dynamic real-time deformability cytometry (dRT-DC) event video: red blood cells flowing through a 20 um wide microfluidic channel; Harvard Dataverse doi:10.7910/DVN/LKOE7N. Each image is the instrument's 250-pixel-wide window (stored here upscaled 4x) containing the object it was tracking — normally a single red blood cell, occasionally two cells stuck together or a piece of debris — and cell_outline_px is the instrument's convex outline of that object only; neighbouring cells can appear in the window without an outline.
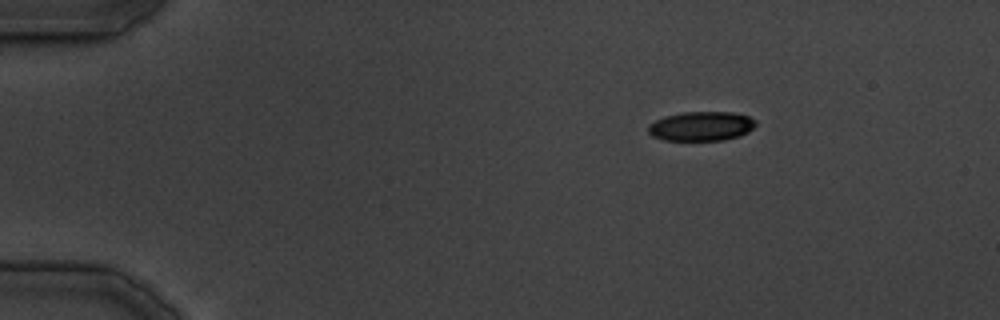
{"species": "common noctule bat (a hibernating species)", "species_latin": "Nyctalus noctula", "temperature_condition": "cold", "stored_images_in_passage": 34, "camera_frame_rate_fps": 3000, "um_per_image_px": 0.085, "animal": {"sex": "male", "body_mass_g": 19.5, "forearm_length_mm": 54.6}, "frame": {"image": 1, "passage_image": 1, "time_ms": 0.0, "image_size_px": [1000, 320], "cell_outline_px": [[756, 124], [748, 132], [740, 136], [724, 140], [664, 140], [652, 136], [648, 132], [648, 124], [664, 116], [684, 112], [732, 112], [748, 116], [756, 120]], "centroid_in_image_um": [59.6, 10.72], "position_along_channel_um": 25.4, "area_um2": 18.44}}
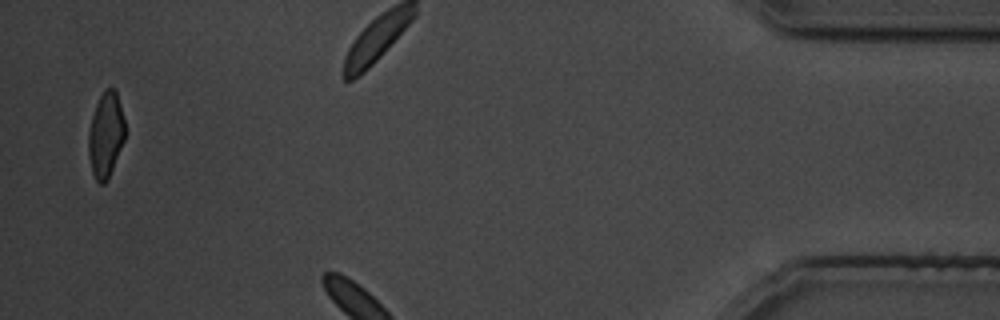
{"frame": {"image": 2, "passage_image": 33, "time_ms": 38.333, "image_size_px": [1000, 320], "cell_outline_px": [[124, 140], [108, 180], [104, 184], [100, 184], [96, 180], [92, 172], [88, 156], [88, 132], [92, 116], [96, 104], [104, 88], [116, 88], [124, 120]], "centroid_in_image_um": [8.98, 11.46], "position_along_channel_um": 426.2, "area_um2": 18.21}}